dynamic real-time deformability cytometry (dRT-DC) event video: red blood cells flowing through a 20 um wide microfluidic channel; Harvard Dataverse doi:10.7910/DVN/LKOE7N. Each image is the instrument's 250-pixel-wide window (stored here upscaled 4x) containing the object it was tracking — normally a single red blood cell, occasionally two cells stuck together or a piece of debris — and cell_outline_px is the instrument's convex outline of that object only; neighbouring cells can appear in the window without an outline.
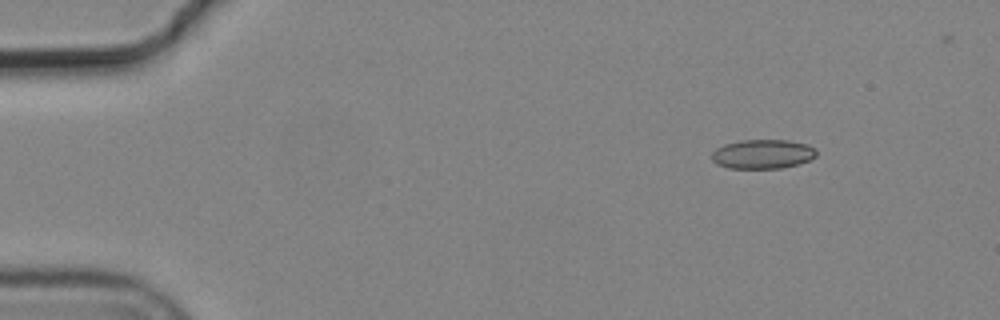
{"species": "common noctule bat (a hibernating species)", "species_latin": "Nyctalus noctula", "temperature_condition": "cold", "stored_images_in_passage": 5, "segment_of_instrument_passage": [1, 2], "camera_frame_rate_fps": 3000, "um_per_image_px": 0.085, "animal": {"sex": "male", "body_mass_g": 19.2, "forearm_length_mm": 51.8}, "frame": {"image": 1, "passage_image": 2, "time_ms": 0.333, "image_size_px": [1000, 320], "cell_outline_px": [[816, 156], [800, 164], [780, 168], [728, 168], [716, 164], [712, 160], [712, 152], [716, 148], [724, 144], [740, 140], [788, 140], [808, 144], [816, 148]], "centroid_in_image_um": [64.83, 13.09], "position_along_channel_um": 20.2, "area_um2": 17.98}}